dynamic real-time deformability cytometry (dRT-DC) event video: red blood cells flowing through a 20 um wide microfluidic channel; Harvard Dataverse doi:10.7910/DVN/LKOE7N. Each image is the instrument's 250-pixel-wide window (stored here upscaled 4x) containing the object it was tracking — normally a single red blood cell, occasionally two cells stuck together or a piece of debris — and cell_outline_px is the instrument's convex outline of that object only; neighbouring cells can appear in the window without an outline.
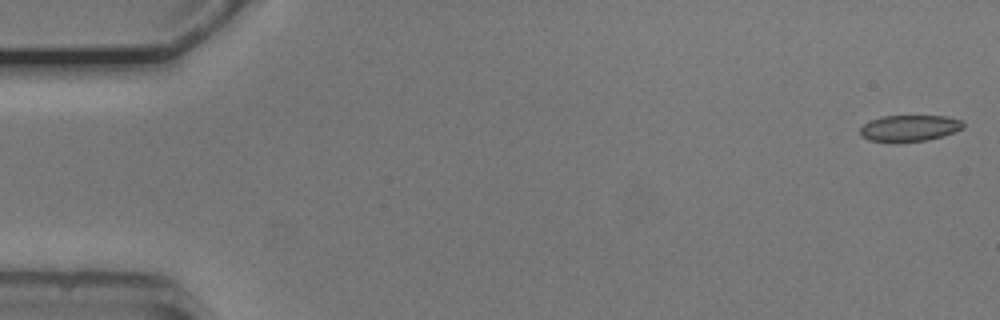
{"species": "common noctule bat (a hibernating species)", "species_latin": "Nyctalus noctula", "temperature_condition": "cold", "stored_images_in_passage": 10, "camera_frame_rate_fps": 3000, "um_per_image_px": 0.085, "animal": {"sex": "male", "body_mass_g": 20.5, "forearm_length_mm": 52.5}, "frame": {"image": 1, "passage_image": 1, "time_ms": 0.0, "image_size_px": [1000, 320], "cell_outline_px": [[964, 128], [944, 136], [928, 140], [868, 140], [860, 136], [860, 128], [864, 124], [872, 120], [884, 116], [944, 116], [960, 120], [964, 124]], "centroid_in_image_um": [77.33, 10.87], "position_along_channel_um": 7.7, "area_um2": 15.32}}